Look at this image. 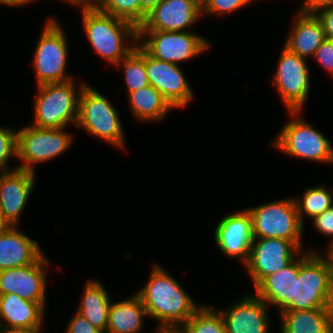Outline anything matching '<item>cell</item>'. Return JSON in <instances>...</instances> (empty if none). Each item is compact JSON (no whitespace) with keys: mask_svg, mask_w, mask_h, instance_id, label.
Masks as SVG:
<instances>
[{"mask_svg":"<svg viewBox=\"0 0 333 333\" xmlns=\"http://www.w3.org/2000/svg\"><path fill=\"white\" fill-rule=\"evenodd\" d=\"M210 40L195 31L138 30V44L152 57L181 66L211 48Z\"/></svg>","mask_w":333,"mask_h":333,"instance_id":"obj_10","label":"cell"},{"mask_svg":"<svg viewBox=\"0 0 333 333\" xmlns=\"http://www.w3.org/2000/svg\"><path fill=\"white\" fill-rule=\"evenodd\" d=\"M145 68L149 84L163 95L174 110H182L194 101V91L182 66L158 60L145 51Z\"/></svg>","mask_w":333,"mask_h":333,"instance_id":"obj_14","label":"cell"},{"mask_svg":"<svg viewBox=\"0 0 333 333\" xmlns=\"http://www.w3.org/2000/svg\"><path fill=\"white\" fill-rule=\"evenodd\" d=\"M131 114L139 122H161L173 111V107L153 86L148 85L127 95Z\"/></svg>","mask_w":333,"mask_h":333,"instance_id":"obj_25","label":"cell"},{"mask_svg":"<svg viewBox=\"0 0 333 333\" xmlns=\"http://www.w3.org/2000/svg\"><path fill=\"white\" fill-rule=\"evenodd\" d=\"M161 0H140V26L144 23L147 14L160 2Z\"/></svg>","mask_w":333,"mask_h":333,"instance_id":"obj_38","label":"cell"},{"mask_svg":"<svg viewBox=\"0 0 333 333\" xmlns=\"http://www.w3.org/2000/svg\"><path fill=\"white\" fill-rule=\"evenodd\" d=\"M214 243L224 256L244 264L254 240L252 217L248 209L225 215L214 228Z\"/></svg>","mask_w":333,"mask_h":333,"instance_id":"obj_15","label":"cell"},{"mask_svg":"<svg viewBox=\"0 0 333 333\" xmlns=\"http://www.w3.org/2000/svg\"><path fill=\"white\" fill-rule=\"evenodd\" d=\"M294 199L300 220L305 226V219L312 220L333 206V191L324 183L316 187L308 186L304 189L301 197L294 196Z\"/></svg>","mask_w":333,"mask_h":333,"instance_id":"obj_27","label":"cell"},{"mask_svg":"<svg viewBox=\"0 0 333 333\" xmlns=\"http://www.w3.org/2000/svg\"><path fill=\"white\" fill-rule=\"evenodd\" d=\"M147 312L142 299L136 294L123 301L111 302L106 333H141Z\"/></svg>","mask_w":333,"mask_h":333,"instance_id":"obj_23","label":"cell"},{"mask_svg":"<svg viewBox=\"0 0 333 333\" xmlns=\"http://www.w3.org/2000/svg\"><path fill=\"white\" fill-rule=\"evenodd\" d=\"M299 274V255L285 268L265 276L254 288V294L266 304L283 311L294 297L295 279Z\"/></svg>","mask_w":333,"mask_h":333,"instance_id":"obj_19","label":"cell"},{"mask_svg":"<svg viewBox=\"0 0 333 333\" xmlns=\"http://www.w3.org/2000/svg\"><path fill=\"white\" fill-rule=\"evenodd\" d=\"M312 226L317 233L330 238L328 247L323 252L331 250L333 248V206L312 219Z\"/></svg>","mask_w":333,"mask_h":333,"instance_id":"obj_33","label":"cell"},{"mask_svg":"<svg viewBox=\"0 0 333 333\" xmlns=\"http://www.w3.org/2000/svg\"><path fill=\"white\" fill-rule=\"evenodd\" d=\"M114 67L122 68L127 95L150 85L145 68V50L138 43Z\"/></svg>","mask_w":333,"mask_h":333,"instance_id":"obj_28","label":"cell"},{"mask_svg":"<svg viewBox=\"0 0 333 333\" xmlns=\"http://www.w3.org/2000/svg\"><path fill=\"white\" fill-rule=\"evenodd\" d=\"M269 308L264 300L248 292L229 307L217 309L224 318L227 333H270Z\"/></svg>","mask_w":333,"mask_h":333,"instance_id":"obj_16","label":"cell"},{"mask_svg":"<svg viewBox=\"0 0 333 333\" xmlns=\"http://www.w3.org/2000/svg\"><path fill=\"white\" fill-rule=\"evenodd\" d=\"M49 260L44 253L35 263L1 270L0 295L13 293L26 301L39 303L46 310Z\"/></svg>","mask_w":333,"mask_h":333,"instance_id":"obj_13","label":"cell"},{"mask_svg":"<svg viewBox=\"0 0 333 333\" xmlns=\"http://www.w3.org/2000/svg\"><path fill=\"white\" fill-rule=\"evenodd\" d=\"M327 253L331 256V258L333 260V248H331V250H329Z\"/></svg>","mask_w":333,"mask_h":333,"instance_id":"obj_44","label":"cell"},{"mask_svg":"<svg viewBox=\"0 0 333 333\" xmlns=\"http://www.w3.org/2000/svg\"><path fill=\"white\" fill-rule=\"evenodd\" d=\"M200 18L202 10L188 0H161L138 30L190 31Z\"/></svg>","mask_w":333,"mask_h":333,"instance_id":"obj_18","label":"cell"},{"mask_svg":"<svg viewBox=\"0 0 333 333\" xmlns=\"http://www.w3.org/2000/svg\"><path fill=\"white\" fill-rule=\"evenodd\" d=\"M35 0H0V5L11 7H26L30 3H33Z\"/></svg>","mask_w":333,"mask_h":333,"instance_id":"obj_40","label":"cell"},{"mask_svg":"<svg viewBox=\"0 0 333 333\" xmlns=\"http://www.w3.org/2000/svg\"><path fill=\"white\" fill-rule=\"evenodd\" d=\"M151 333V332H150ZM152 333H161V331H152Z\"/></svg>","mask_w":333,"mask_h":333,"instance_id":"obj_45","label":"cell"},{"mask_svg":"<svg viewBox=\"0 0 333 333\" xmlns=\"http://www.w3.org/2000/svg\"><path fill=\"white\" fill-rule=\"evenodd\" d=\"M96 6L107 14L130 22L137 29L140 27V0H97Z\"/></svg>","mask_w":333,"mask_h":333,"instance_id":"obj_30","label":"cell"},{"mask_svg":"<svg viewBox=\"0 0 333 333\" xmlns=\"http://www.w3.org/2000/svg\"><path fill=\"white\" fill-rule=\"evenodd\" d=\"M185 290L159 263L150 267L148 281L135 293L142 299L147 317L158 322L155 331L175 333L203 305Z\"/></svg>","mask_w":333,"mask_h":333,"instance_id":"obj_1","label":"cell"},{"mask_svg":"<svg viewBox=\"0 0 333 333\" xmlns=\"http://www.w3.org/2000/svg\"><path fill=\"white\" fill-rule=\"evenodd\" d=\"M1 329H2V323H1V320H0V331H1Z\"/></svg>","mask_w":333,"mask_h":333,"instance_id":"obj_46","label":"cell"},{"mask_svg":"<svg viewBox=\"0 0 333 333\" xmlns=\"http://www.w3.org/2000/svg\"><path fill=\"white\" fill-rule=\"evenodd\" d=\"M308 62L283 46L271 80L287 111H302L305 108L311 89Z\"/></svg>","mask_w":333,"mask_h":333,"instance_id":"obj_11","label":"cell"},{"mask_svg":"<svg viewBox=\"0 0 333 333\" xmlns=\"http://www.w3.org/2000/svg\"><path fill=\"white\" fill-rule=\"evenodd\" d=\"M66 333H104L100 329L93 326L80 313L75 311L74 315L68 322Z\"/></svg>","mask_w":333,"mask_h":333,"instance_id":"obj_35","label":"cell"},{"mask_svg":"<svg viewBox=\"0 0 333 333\" xmlns=\"http://www.w3.org/2000/svg\"><path fill=\"white\" fill-rule=\"evenodd\" d=\"M314 14L322 24L326 39L333 40V5L321 7Z\"/></svg>","mask_w":333,"mask_h":333,"instance_id":"obj_36","label":"cell"},{"mask_svg":"<svg viewBox=\"0 0 333 333\" xmlns=\"http://www.w3.org/2000/svg\"><path fill=\"white\" fill-rule=\"evenodd\" d=\"M319 67L328 74L333 76V40L325 39V41L317 48L314 57Z\"/></svg>","mask_w":333,"mask_h":333,"instance_id":"obj_34","label":"cell"},{"mask_svg":"<svg viewBox=\"0 0 333 333\" xmlns=\"http://www.w3.org/2000/svg\"><path fill=\"white\" fill-rule=\"evenodd\" d=\"M252 217L254 238H281L292 241L301 251L305 226L302 224L294 196L247 208Z\"/></svg>","mask_w":333,"mask_h":333,"instance_id":"obj_8","label":"cell"},{"mask_svg":"<svg viewBox=\"0 0 333 333\" xmlns=\"http://www.w3.org/2000/svg\"><path fill=\"white\" fill-rule=\"evenodd\" d=\"M175 333H227V329L217 307L204 303Z\"/></svg>","mask_w":333,"mask_h":333,"instance_id":"obj_29","label":"cell"},{"mask_svg":"<svg viewBox=\"0 0 333 333\" xmlns=\"http://www.w3.org/2000/svg\"><path fill=\"white\" fill-rule=\"evenodd\" d=\"M81 9L82 28L97 56L115 66L138 43V29L130 22L101 11L96 5Z\"/></svg>","mask_w":333,"mask_h":333,"instance_id":"obj_2","label":"cell"},{"mask_svg":"<svg viewBox=\"0 0 333 333\" xmlns=\"http://www.w3.org/2000/svg\"><path fill=\"white\" fill-rule=\"evenodd\" d=\"M188 1L192 2L193 4H195L201 10H203V8L205 7L206 2H207V0H188Z\"/></svg>","mask_w":333,"mask_h":333,"instance_id":"obj_43","label":"cell"},{"mask_svg":"<svg viewBox=\"0 0 333 333\" xmlns=\"http://www.w3.org/2000/svg\"><path fill=\"white\" fill-rule=\"evenodd\" d=\"M333 5V0H303L302 5L297 11L305 13H314L324 6Z\"/></svg>","mask_w":333,"mask_h":333,"instance_id":"obj_37","label":"cell"},{"mask_svg":"<svg viewBox=\"0 0 333 333\" xmlns=\"http://www.w3.org/2000/svg\"><path fill=\"white\" fill-rule=\"evenodd\" d=\"M111 302V296L102 282L92 278L87 280L83 287L76 311L93 326L106 333Z\"/></svg>","mask_w":333,"mask_h":333,"instance_id":"obj_26","label":"cell"},{"mask_svg":"<svg viewBox=\"0 0 333 333\" xmlns=\"http://www.w3.org/2000/svg\"><path fill=\"white\" fill-rule=\"evenodd\" d=\"M119 114L105 94L87 83L80 93L76 127L116 149L125 150L126 135Z\"/></svg>","mask_w":333,"mask_h":333,"instance_id":"obj_6","label":"cell"},{"mask_svg":"<svg viewBox=\"0 0 333 333\" xmlns=\"http://www.w3.org/2000/svg\"><path fill=\"white\" fill-rule=\"evenodd\" d=\"M87 82L79 85L75 79L62 83H47L37 86L34 98L33 122L39 128H69L76 126L79 97ZM71 123V124H70Z\"/></svg>","mask_w":333,"mask_h":333,"instance_id":"obj_4","label":"cell"},{"mask_svg":"<svg viewBox=\"0 0 333 333\" xmlns=\"http://www.w3.org/2000/svg\"><path fill=\"white\" fill-rule=\"evenodd\" d=\"M302 251L281 238H254L248 261L244 264L255 287L265 276L290 264Z\"/></svg>","mask_w":333,"mask_h":333,"instance_id":"obj_12","label":"cell"},{"mask_svg":"<svg viewBox=\"0 0 333 333\" xmlns=\"http://www.w3.org/2000/svg\"><path fill=\"white\" fill-rule=\"evenodd\" d=\"M67 128H39L27 125L17 130L19 169L36 173L35 167L56 159L73 144L74 136Z\"/></svg>","mask_w":333,"mask_h":333,"instance_id":"obj_9","label":"cell"},{"mask_svg":"<svg viewBox=\"0 0 333 333\" xmlns=\"http://www.w3.org/2000/svg\"><path fill=\"white\" fill-rule=\"evenodd\" d=\"M281 333H333V308L278 313Z\"/></svg>","mask_w":333,"mask_h":333,"instance_id":"obj_24","label":"cell"},{"mask_svg":"<svg viewBox=\"0 0 333 333\" xmlns=\"http://www.w3.org/2000/svg\"><path fill=\"white\" fill-rule=\"evenodd\" d=\"M301 113L288 111L291 119L277 132L271 146L290 157L333 165L331 140L307 122Z\"/></svg>","mask_w":333,"mask_h":333,"instance_id":"obj_5","label":"cell"},{"mask_svg":"<svg viewBox=\"0 0 333 333\" xmlns=\"http://www.w3.org/2000/svg\"><path fill=\"white\" fill-rule=\"evenodd\" d=\"M0 333H41V332L39 330H32L26 328L2 327Z\"/></svg>","mask_w":333,"mask_h":333,"instance_id":"obj_41","label":"cell"},{"mask_svg":"<svg viewBox=\"0 0 333 333\" xmlns=\"http://www.w3.org/2000/svg\"><path fill=\"white\" fill-rule=\"evenodd\" d=\"M11 227V224L5 219L4 215L0 212V235L6 232Z\"/></svg>","mask_w":333,"mask_h":333,"instance_id":"obj_42","label":"cell"},{"mask_svg":"<svg viewBox=\"0 0 333 333\" xmlns=\"http://www.w3.org/2000/svg\"><path fill=\"white\" fill-rule=\"evenodd\" d=\"M46 310L36 302L8 293L0 295V320L2 327L26 328L42 332Z\"/></svg>","mask_w":333,"mask_h":333,"instance_id":"obj_22","label":"cell"},{"mask_svg":"<svg viewBox=\"0 0 333 333\" xmlns=\"http://www.w3.org/2000/svg\"><path fill=\"white\" fill-rule=\"evenodd\" d=\"M36 174L19 168L0 171V212L11 226H20L19 219L35 188Z\"/></svg>","mask_w":333,"mask_h":333,"instance_id":"obj_17","label":"cell"},{"mask_svg":"<svg viewBox=\"0 0 333 333\" xmlns=\"http://www.w3.org/2000/svg\"><path fill=\"white\" fill-rule=\"evenodd\" d=\"M323 254L312 248L299 254L294 297L283 311L333 308V260Z\"/></svg>","mask_w":333,"mask_h":333,"instance_id":"obj_3","label":"cell"},{"mask_svg":"<svg viewBox=\"0 0 333 333\" xmlns=\"http://www.w3.org/2000/svg\"><path fill=\"white\" fill-rule=\"evenodd\" d=\"M17 159V130L10 126L0 125V171H12L18 168H10V159Z\"/></svg>","mask_w":333,"mask_h":333,"instance_id":"obj_31","label":"cell"},{"mask_svg":"<svg viewBox=\"0 0 333 333\" xmlns=\"http://www.w3.org/2000/svg\"><path fill=\"white\" fill-rule=\"evenodd\" d=\"M66 32L57 17H46L33 52L32 67L36 86L47 83H62L75 79L66 71L69 59V44Z\"/></svg>","mask_w":333,"mask_h":333,"instance_id":"obj_7","label":"cell"},{"mask_svg":"<svg viewBox=\"0 0 333 333\" xmlns=\"http://www.w3.org/2000/svg\"><path fill=\"white\" fill-rule=\"evenodd\" d=\"M255 2V0H207L202 10L203 16L225 15L235 13V11L247 7Z\"/></svg>","mask_w":333,"mask_h":333,"instance_id":"obj_32","label":"cell"},{"mask_svg":"<svg viewBox=\"0 0 333 333\" xmlns=\"http://www.w3.org/2000/svg\"><path fill=\"white\" fill-rule=\"evenodd\" d=\"M59 1V0H57ZM61 2L65 3L66 5L75 6V8H85V7H92L95 6L97 0H60Z\"/></svg>","mask_w":333,"mask_h":333,"instance_id":"obj_39","label":"cell"},{"mask_svg":"<svg viewBox=\"0 0 333 333\" xmlns=\"http://www.w3.org/2000/svg\"><path fill=\"white\" fill-rule=\"evenodd\" d=\"M43 254L38 241L20 231L19 226H11L0 235V271L35 263Z\"/></svg>","mask_w":333,"mask_h":333,"instance_id":"obj_21","label":"cell"},{"mask_svg":"<svg viewBox=\"0 0 333 333\" xmlns=\"http://www.w3.org/2000/svg\"><path fill=\"white\" fill-rule=\"evenodd\" d=\"M294 15L284 47L302 58L311 59L326 39L322 24L314 13L296 11Z\"/></svg>","mask_w":333,"mask_h":333,"instance_id":"obj_20","label":"cell"}]
</instances>
